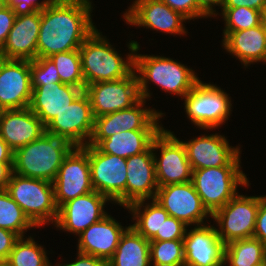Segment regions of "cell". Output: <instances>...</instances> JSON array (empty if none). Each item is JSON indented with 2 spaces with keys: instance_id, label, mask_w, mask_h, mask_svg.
<instances>
[{
  "instance_id": "cell-25",
  "label": "cell",
  "mask_w": 266,
  "mask_h": 266,
  "mask_svg": "<svg viewBox=\"0 0 266 266\" xmlns=\"http://www.w3.org/2000/svg\"><path fill=\"white\" fill-rule=\"evenodd\" d=\"M84 90L64 83L35 86L29 109L46 126L58 113L68 107Z\"/></svg>"
},
{
  "instance_id": "cell-51",
  "label": "cell",
  "mask_w": 266,
  "mask_h": 266,
  "mask_svg": "<svg viewBox=\"0 0 266 266\" xmlns=\"http://www.w3.org/2000/svg\"><path fill=\"white\" fill-rule=\"evenodd\" d=\"M5 263H6V260L3 259V258L0 256V266H3Z\"/></svg>"
},
{
  "instance_id": "cell-23",
  "label": "cell",
  "mask_w": 266,
  "mask_h": 266,
  "mask_svg": "<svg viewBox=\"0 0 266 266\" xmlns=\"http://www.w3.org/2000/svg\"><path fill=\"white\" fill-rule=\"evenodd\" d=\"M45 133L42 121L29 108L0 110V137L15 151Z\"/></svg>"
},
{
  "instance_id": "cell-33",
  "label": "cell",
  "mask_w": 266,
  "mask_h": 266,
  "mask_svg": "<svg viewBox=\"0 0 266 266\" xmlns=\"http://www.w3.org/2000/svg\"><path fill=\"white\" fill-rule=\"evenodd\" d=\"M55 64L61 83L85 89L79 49L60 52L49 57Z\"/></svg>"
},
{
  "instance_id": "cell-1",
  "label": "cell",
  "mask_w": 266,
  "mask_h": 266,
  "mask_svg": "<svg viewBox=\"0 0 266 266\" xmlns=\"http://www.w3.org/2000/svg\"><path fill=\"white\" fill-rule=\"evenodd\" d=\"M90 0H53L41 11L37 58L77 50L96 29Z\"/></svg>"
},
{
  "instance_id": "cell-16",
  "label": "cell",
  "mask_w": 266,
  "mask_h": 266,
  "mask_svg": "<svg viewBox=\"0 0 266 266\" xmlns=\"http://www.w3.org/2000/svg\"><path fill=\"white\" fill-rule=\"evenodd\" d=\"M182 143L192 170L241 164L240 148L230 146L224 135L204 134Z\"/></svg>"
},
{
  "instance_id": "cell-6",
  "label": "cell",
  "mask_w": 266,
  "mask_h": 266,
  "mask_svg": "<svg viewBox=\"0 0 266 266\" xmlns=\"http://www.w3.org/2000/svg\"><path fill=\"white\" fill-rule=\"evenodd\" d=\"M195 191L212 215L238 194V185L249 186L241 166H219L192 171Z\"/></svg>"
},
{
  "instance_id": "cell-12",
  "label": "cell",
  "mask_w": 266,
  "mask_h": 266,
  "mask_svg": "<svg viewBox=\"0 0 266 266\" xmlns=\"http://www.w3.org/2000/svg\"><path fill=\"white\" fill-rule=\"evenodd\" d=\"M94 118L128 109L140 99L136 72L115 81H101L85 86Z\"/></svg>"
},
{
  "instance_id": "cell-19",
  "label": "cell",
  "mask_w": 266,
  "mask_h": 266,
  "mask_svg": "<svg viewBox=\"0 0 266 266\" xmlns=\"http://www.w3.org/2000/svg\"><path fill=\"white\" fill-rule=\"evenodd\" d=\"M32 91L30 60L6 59L0 68V110L28 108Z\"/></svg>"
},
{
  "instance_id": "cell-42",
  "label": "cell",
  "mask_w": 266,
  "mask_h": 266,
  "mask_svg": "<svg viewBox=\"0 0 266 266\" xmlns=\"http://www.w3.org/2000/svg\"><path fill=\"white\" fill-rule=\"evenodd\" d=\"M20 237L7 229L0 228V256L7 260L12 251L15 242Z\"/></svg>"
},
{
  "instance_id": "cell-39",
  "label": "cell",
  "mask_w": 266,
  "mask_h": 266,
  "mask_svg": "<svg viewBox=\"0 0 266 266\" xmlns=\"http://www.w3.org/2000/svg\"><path fill=\"white\" fill-rule=\"evenodd\" d=\"M17 11L9 6L0 11V50L3 48L10 30L14 25Z\"/></svg>"
},
{
  "instance_id": "cell-27",
  "label": "cell",
  "mask_w": 266,
  "mask_h": 266,
  "mask_svg": "<svg viewBox=\"0 0 266 266\" xmlns=\"http://www.w3.org/2000/svg\"><path fill=\"white\" fill-rule=\"evenodd\" d=\"M160 130H129L102 140L96 147L103 153L127 159L145 152Z\"/></svg>"
},
{
  "instance_id": "cell-4",
  "label": "cell",
  "mask_w": 266,
  "mask_h": 266,
  "mask_svg": "<svg viewBox=\"0 0 266 266\" xmlns=\"http://www.w3.org/2000/svg\"><path fill=\"white\" fill-rule=\"evenodd\" d=\"M75 146L47 132L14 151L13 173L53 182L65 157Z\"/></svg>"
},
{
  "instance_id": "cell-8",
  "label": "cell",
  "mask_w": 266,
  "mask_h": 266,
  "mask_svg": "<svg viewBox=\"0 0 266 266\" xmlns=\"http://www.w3.org/2000/svg\"><path fill=\"white\" fill-rule=\"evenodd\" d=\"M159 152L157 157L155 150ZM155 174L158 187L186 183L192 180V168L186 149L173 132L162 128L152 142Z\"/></svg>"
},
{
  "instance_id": "cell-32",
  "label": "cell",
  "mask_w": 266,
  "mask_h": 266,
  "mask_svg": "<svg viewBox=\"0 0 266 266\" xmlns=\"http://www.w3.org/2000/svg\"><path fill=\"white\" fill-rule=\"evenodd\" d=\"M34 227L36 228L10 194L6 190H0V228L24 237L27 229Z\"/></svg>"
},
{
  "instance_id": "cell-45",
  "label": "cell",
  "mask_w": 266,
  "mask_h": 266,
  "mask_svg": "<svg viewBox=\"0 0 266 266\" xmlns=\"http://www.w3.org/2000/svg\"><path fill=\"white\" fill-rule=\"evenodd\" d=\"M13 173V163H0V190H6Z\"/></svg>"
},
{
  "instance_id": "cell-31",
  "label": "cell",
  "mask_w": 266,
  "mask_h": 266,
  "mask_svg": "<svg viewBox=\"0 0 266 266\" xmlns=\"http://www.w3.org/2000/svg\"><path fill=\"white\" fill-rule=\"evenodd\" d=\"M25 238L20 237L15 242L6 263L10 266H51L43 246L37 244L31 236Z\"/></svg>"
},
{
  "instance_id": "cell-24",
  "label": "cell",
  "mask_w": 266,
  "mask_h": 266,
  "mask_svg": "<svg viewBox=\"0 0 266 266\" xmlns=\"http://www.w3.org/2000/svg\"><path fill=\"white\" fill-rule=\"evenodd\" d=\"M127 228L108 214L78 235L77 251L108 261L115 253L121 235Z\"/></svg>"
},
{
  "instance_id": "cell-9",
  "label": "cell",
  "mask_w": 266,
  "mask_h": 266,
  "mask_svg": "<svg viewBox=\"0 0 266 266\" xmlns=\"http://www.w3.org/2000/svg\"><path fill=\"white\" fill-rule=\"evenodd\" d=\"M258 209L259 196L237 194L211 215L219 226L216 231L225 245L253 237Z\"/></svg>"
},
{
  "instance_id": "cell-22",
  "label": "cell",
  "mask_w": 266,
  "mask_h": 266,
  "mask_svg": "<svg viewBox=\"0 0 266 266\" xmlns=\"http://www.w3.org/2000/svg\"><path fill=\"white\" fill-rule=\"evenodd\" d=\"M126 166L125 209L134 202L154 199L159 187L152 145L145 152L128 157Z\"/></svg>"
},
{
  "instance_id": "cell-50",
  "label": "cell",
  "mask_w": 266,
  "mask_h": 266,
  "mask_svg": "<svg viewBox=\"0 0 266 266\" xmlns=\"http://www.w3.org/2000/svg\"><path fill=\"white\" fill-rule=\"evenodd\" d=\"M6 7V0H0V11Z\"/></svg>"
},
{
  "instance_id": "cell-36",
  "label": "cell",
  "mask_w": 266,
  "mask_h": 266,
  "mask_svg": "<svg viewBox=\"0 0 266 266\" xmlns=\"http://www.w3.org/2000/svg\"><path fill=\"white\" fill-rule=\"evenodd\" d=\"M32 89L50 83H61L58 70L50 58H36L30 61Z\"/></svg>"
},
{
  "instance_id": "cell-3",
  "label": "cell",
  "mask_w": 266,
  "mask_h": 266,
  "mask_svg": "<svg viewBox=\"0 0 266 266\" xmlns=\"http://www.w3.org/2000/svg\"><path fill=\"white\" fill-rule=\"evenodd\" d=\"M140 46L137 45L134 53V71L139 85V94L143 99L150 98L148 83L153 82L166 93L183 97L200 81L195 71L171 58L137 54Z\"/></svg>"
},
{
  "instance_id": "cell-34",
  "label": "cell",
  "mask_w": 266,
  "mask_h": 266,
  "mask_svg": "<svg viewBox=\"0 0 266 266\" xmlns=\"http://www.w3.org/2000/svg\"><path fill=\"white\" fill-rule=\"evenodd\" d=\"M150 263L153 266H184L183 239L150 240Z\"/></svg>"
},
{
  "instance_id": "cell-11",
  "label": "cell",
  "mask_w": 266,
  "mask_h": 266,
  "mask_svg": "<svg viewBox=\"0 0 266 266\" xmlns=\"http://www.w3.org/2000/svg\"><path fill=\"white\" fill-rule=\"evenodd\" d=\"M52 183L57 208L69 200L94 191L89 164V145L75 146L69 152Z\"/></svg>"
},
{
  "instance_id": "cell-29",
  "label": "cell",
  "mask_w": 266,
  "mask_h": 266,
  "mask_svg": "<svg viewBox=\"0 0 266 266\" xmlns=\"http://www.w3.org/2000/svg\"><path fill=\"white\" fill-rule=\"evenodd\" d=\"M145 202L146 200L134 202L126 209L131 212L133 220H136L131 226L150 241L156 234H161V226L169 214L155 199L150 204Z\"/></svg>"
},
{
  "instance_id": "cell-48",
  "label": "cell",
  "mask_w": 266,
  "mask_h": 266,
  "mask_svg": "<svg viewBox=\"0 0 266 266\" xmlns=\"http://www.w3.org/2000/svg\"><path fill=\"white\" fill-rule=\"evenodd\" d=\"M261 24L266 29V5L264 6V8L261 11Z\"/></svg>"
},
{
  "instance_id": "cell-10",
  "label": "cell",
  "mask_w": 266,
  "mask_h": 266,
  "mask_svg": "<svg viewBox=\"0 0 266 266\" xmlns=\"http://www.w3.org/2000/svg\"><path fill=\"white\" fill-rule=\"evenodd\" d=\"M146 99L141 98L132 107L95 118L94 130L88 143L97 146L102 140L122 131L161 130L159 119L164 113L151 108H143Z\"/></svg>"
},
{
  "instance_id": "cell-43",
  "label": "cell",
  "mask_w": 266,
  "mask_h": 266,
  "mask_svg": "<svg viewBox=\"0 0 266 266\" xmlns=\"http://www.w3.org/2000/svg\"><path fill=\"white\" fill-rule=\"evenodd\" d=\"M77 258L72 263L56 264L55 266H108V261L95 256L77 252ZM53 266V265H51Z\"/></svg>"
},
{
  "instance_id": "cell-14",
  "label": "cell",
  "mask_w": 266,
  "mask_h": 266,
  "mask_svg": "<svg viewBox=\"0 0 266 266\" xmlns=\"http://www.w3.org/2000/svg\"><path fill=\"white\" fill-rule=\"evenodd\" d=\"M94 122L90 100L83 91L45 126V132L66 139L74 146H85L92 137Z\"/></svg>"
},
{
  "instance_id": "cell-44",
  "label": "cell",
  "mask_w": 266,
  "mask_h": 266,
  "mask_svg": "<svg viewBox=\"0 0 266 266\" xmlns=\"http://www.w3.org/2000/svg\"><path fill=\"white\" fill-rule=\"evenodd\" d=\"M266 5V0H223L220 8L248 7L262 11Z\"/></svg>"
},
{
  "instance_id": "cell-7",
  "label": "cell",
  "mask_w": 266,
  "mask_h": 266,
  "mask_svg": "<svg viewBox=\"0 0 266 266\" xmlns=\"http://www.w3.org/2000/svg\"><path fill=\"white\" fill-rule=\"evenodd\" d=\"M186 115L194 125L203 130L216 129L231 114V99L214 84L201 80L183 97Z\"/></svg>"
},
{
  "instance_id": "cell-37",
  "label": "cell",
  "mask_w": 266,
  "mask_h": 266,
  "mask_svg": "<svg viewBox=\"0 0 266 266\" xmlns=\"http://www.w3.org/2000/svg\"><path fill=\"white\" fill-rule=\"evenodd\" d=\"M187 225L173 216H168L161 226V234H156L151 240H177L184 239Z\"/></svg>"
},
{
  "instance_id": "cell-41",
  "label": "cell",
  "mask_w": 266,
  "mask_h": 266,
  "mask_svg": "<svg viewBox=\"0 0 266 266\" xmlns=\"http://www.w3.org/2000/svg\"><path fill=\"white\" fill-rule=\"evenodd\" d=\"M53 0H6V6L19 11H42L48 7Z\"/></svg>"
},
{
  "instance_id": "cell-49",
  "label": "cell",
  "mask_w": 266,
  "mask_h": 266,
  "mask_svg": "<svg viewBox=\"0 0 266 266\" xmlns=\"http://www.w3.org/2000/svg\"><path fill=\"white\" fill-rule=\"evenodd\" d=\"M6 60V58L4 57V55L1 53V50H0V68L3 64V62Z\"/></svg>"
},
{
  "instance_id": "cell-18",
  "label": "cell",
  "mask_w": 266,
  "mask_h": 266,
  "mask_svg": "<svg viewBox=\"0 0 266 266\" xmlns=\"http://www.w3.org/2000/svg\"><path fill=\"white\" fill-rule=\"evenodd\" d=\"M123 16L127 24L138 28L141 26L174 35L187 33L183 22L188 19L161 0H135Z\"/></svg>"
},
{
  "instance_id": "cell-17",
  "label": "cell",
  "mask_w": 266,
  "mask_h": 266,
  "mask_svg": "<svg viewBox=\"0 0 266 266\" xmlns=\"http://www.w3.org/2000/svg\"><path fill=\"white\" fill-rule=\"evenodd\" d=\"M108 201L111 202L107 196L96 191L69 200L58 208L54 226L78 236L91 224L99 222L108 215L104 211Z\"/></svg>"
},
{
  "instance_id": "cell-46",
  "label": "cell",
  "mask_w": 266,
  "mask_h": 266,
  "mask_svg": "<svg viewBox=\"0 0 266 266\" xmlns=\"http://www.w3.org/2000/svg\"><path fill=\"white\" fill-rule=\"evenodd\" d=\"M198 6L209 16H217L216 10L213 9L215 6H222L223 0H196Z\"/></svg>"
},
{
  "instance_id": "cell-47",
  "label": "cell",
  "mask_w": 266,
  "mask_h": 266,
  "mask_svg": "<svg viewBox=\"0 0 266 266\" xmlns=\"http://www.w3.org/2000/svg\"><path fill=\"white\" fill-rule=\"evenodd\" d=\"M14 151L0 137V163H13Z\"/></svg>"
},
{
  "instance_id": "cell-30",
  "label": "cell",
  "mask_w": 266,
  "mask_h": 266,
  "mask_svg": "<svg viewBox=\"0 0 266 266\" xmlns=\"http://www.w3.org/2000/svg\"><path fill=\"white\" fill-rule=\"evenodd\" d=\"M266 266V246L254 237L229 242L224 249V265Z\"/></svg>"
},
{
  "instance_id": "cell-15",
  "label": "cell",
  "mask_w": 266,
  "mask_h": 266,
  "mask_svg": "<svg viewBox=\"0 0 266 266\" xmlns=\"http://www.w3.org/2000/svg\"><path fill=\"white\" fill-rule=\"evenodd\" d=\"M169 214L185 225H204L211 214L203 206L191 181L168 184L157 189L154 198Z\"/></svg>"
},
{
  "instance_id": "cell-2",
  "label": "cell",
  "mask_w": 266,
  "mask_h": 266,
  "mask_svg": "<svg viewBox=\"0 0 266 266\" xmlns=\"http://www.w3.org/2000/svg\"><path fill=\"white\" fill-rule=\"evenodd\" d=\"M128 44L131 52L125 60L96 28L79 48L85 86L127 77L134 70V53L139 43L131 40Z\"/></svg>"
},
{
  "instance_id": "cell-13",
  "label": "cell",
  "mask_w": 266,
  "mask_h": 266,
  "mask_svg": "<svg viewBox=\"0 0 266 266\" xmlns=\"http://www.w3.org/2000/svg\"><path fill=\"white\" fill-rule=\"evenodd\" d=\"M89 164L94 191L125 207L126 159L89 145Z\"/></svg>"
},
{
  "instance_id": "cell-5",
  "label": "cell",
  "mask_w": 266,
  "mask_h": 266,
  "mask_svg": "<svg viewBox=\"0 0 266 266\" xmlns=\"http://www.w3.org/2000/svg\"><path fill=\"white\" fill-rule=\"evenodd\" d=\"M6 191L36 227L56 222L58 208L52 182L12 173Z\"/></svg>"
},
{
  "instance_id": "cell-20",
  "label": "cell",
  "mask_w": 266,
  "mask_h": 266,
  "mask_svg": "<svg viewBox=\"0 0 266 266\" xmlns=\"http://www.w3.org/2000/svg\"><path fill=\"white\" fill-rule=\"evenodd\" d=\"M184 241V266H225V244L215 226L204 224L186 230Z\"/></svg>"
},
{
  "instance_id": "cell-28",
  "label": "cell",
  "mask_w": 266,
  "mask_h": 266,
  "mask_svg": "<svg viewBox=\"0 0 266 266\" xmlns=\"http://www.w3.org/2000/svg\"><path fill=\"white\" fill-rule=\"evenodd\" d=\"M108 266H151L150 241L129 225L108 260Z\"/></svg>"
},
{
  "instance_id": "cell-21",
  "label": "cell",
  "mask_w": 266,
  "mask_h": 266,
  "mask_svg": "<svg viewBox=\"0 0 266 266\" xmlns=\"http://www.w3.org/2000/svg\"><path fill=\"white\" fill-rule=\"evenodd\" d=\"M41 23V11H19L1 49L6 59L35 60Z\"/></svg>"
},
{
  "instance_id": "cell-38",
  "label": "cell",
  "mask_w": 266,
  "mask_h": 266,
  "mask_svg": "<svg viewBox=\"0 0 266 266\" xmlns=\"http://www.w3.org/2000/svg\"><path fill=\"white\" fill-rule=\"evenodd\" d=\"M172 10L181 13L188 20L209 17L197 4L196 0H161Z\"/></svg>"
},
{
  "instance_id": "cell-35",
  "label": "cell",
  "mask_w": 266,
  "mask_h": 266,
  "mask_svg": "<svg viewBox=\"0 0 266 266\" xmlns=\"http://www.w3.org/2000/svg\"><path fill=\"white\" fill-rule=\"evenodd\" d=\"M225 23L223 31H240L261 25V11L248 8H221Z\"/></svg>"
},
{
  "instance_id": "cell-40",
  "label": "cell",
  "mask_w": 266,
  "mask_h": 266,
  "mask_svg": "<svg viewBox=\"0 0 266 266\" xmlns=\"http://www.w3.org/2000/svg\"><path fill=\"white\" fill-rule=\"evenodd\" d=\"M253 237L259 239L266 246V195L259 196V209Z\"/></svg>"
},
{
  "instance_id": "cell-26",
  "label": "cell",
  "mask_w": 266,
  "mask_h": 266,
  "mask_svg": "<svg viewBox=\"0 0 266 266\" xmlns=\"http://www.w3.org/2000/svg\"><path fill=\"white\" fill-rule=\"evenodd\" d=\"M222 46L244 66L266 63V29L258 25L246 30L223 31Z\"/></svg>"
}]
</instances>
